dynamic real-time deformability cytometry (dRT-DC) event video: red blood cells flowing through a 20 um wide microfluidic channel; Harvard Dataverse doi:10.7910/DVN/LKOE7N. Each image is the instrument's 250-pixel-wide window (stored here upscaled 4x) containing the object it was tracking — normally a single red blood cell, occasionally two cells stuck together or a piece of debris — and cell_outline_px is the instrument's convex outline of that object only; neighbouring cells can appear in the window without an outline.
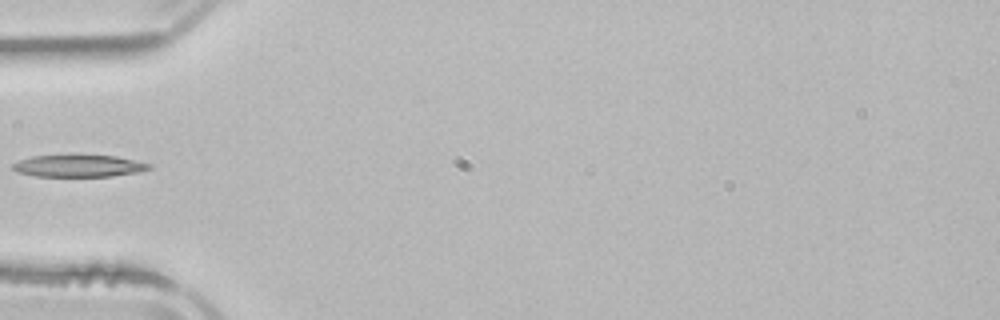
{"species": "common noctule bat (a hibernating species)", "species_latin": "Nyctalus noctula", "temperature_condition": "room temperature", "stored_images_in_passage": 3, "camera_frame_rate_fps": 3000, "um_per_image_px": 0.085, "animal": {"sex": "male", "body_mass_g": 21.5, "forearm_length_mm": 52.0}, "frame": {"image": 1, "passage_image": 3, "time_ms": 3.0, "image_size_px": [1000, 320], "cell_outline_px": [[152, 168], [136, 172], [112, 176], [36, 176], [16, 172], [12, 168], [12, 164], [20, 160], [32, 156], [116, 156], [152, 164]], "centroid_in_image_um": [6.68, 14.11], "position_along_channel_um": 78.3, "area_um2": 17.17}}